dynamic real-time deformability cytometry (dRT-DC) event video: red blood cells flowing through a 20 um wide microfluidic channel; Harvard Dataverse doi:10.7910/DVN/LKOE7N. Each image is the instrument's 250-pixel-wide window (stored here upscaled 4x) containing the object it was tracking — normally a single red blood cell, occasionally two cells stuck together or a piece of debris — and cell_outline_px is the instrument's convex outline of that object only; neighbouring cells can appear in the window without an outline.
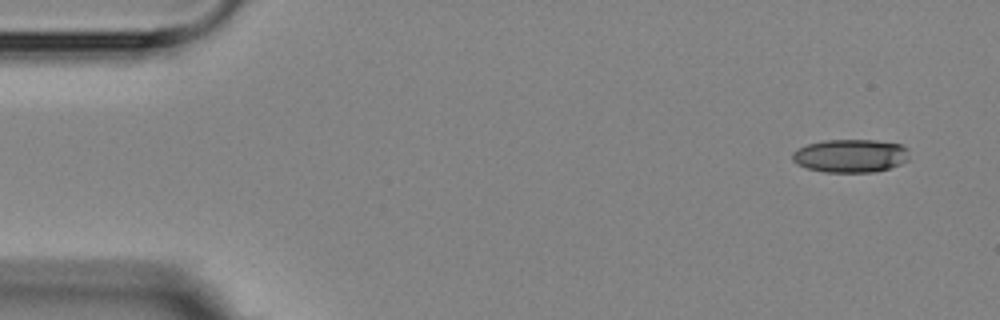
{"species": "Egyptian fruit bat (a non-hibernating species)", "species_latin": "Rousettus aegyptiacus", "temperature_condition": "room temperature", "stored_images_in_passage": 3, "camera_frame_rate_fps": 3000, "um_per_image_px": 0.085, "animal": {"sex": "female"}, "frame": {"image": 1, "passage_image": 1, "time_ms": 0.0, "image_size_px": [1000, 320], "cell_outline_px": [[908, 160], [900, 164], [888, 168], [872, 172], [824, 172], [808, 168], [796, 164], [792, 160], [792, 152], [796, 148], [808, 144], [824, 140], [876, 140], [900, 144], [908, 148]], "centroid_in_image_um": [72.27, 13.23], "position_along_channel_um": 12.7, "area_um2": 22.72}}